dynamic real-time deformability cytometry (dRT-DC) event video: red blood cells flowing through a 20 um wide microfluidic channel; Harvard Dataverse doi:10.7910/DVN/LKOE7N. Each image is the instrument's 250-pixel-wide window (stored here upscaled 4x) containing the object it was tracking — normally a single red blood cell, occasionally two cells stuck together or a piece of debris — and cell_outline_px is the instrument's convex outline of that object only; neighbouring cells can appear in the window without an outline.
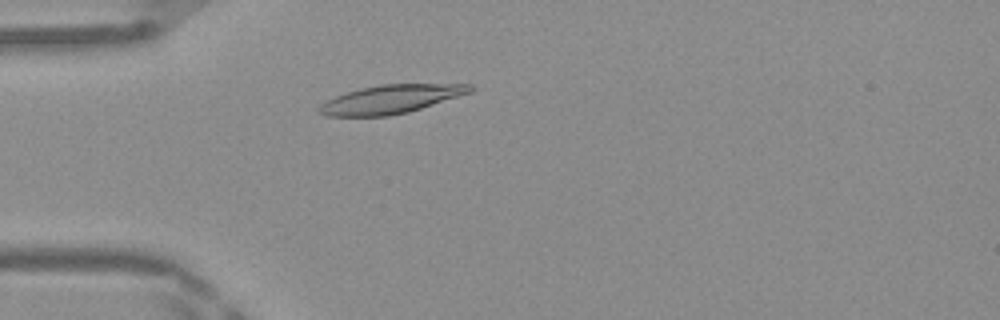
{"species": "Egyptian fruit bat (a non-hibernating species)", "species_latin": "Rousettus aegyptiacus", "temperature_condition": "warm", "stored_images_in_passage": 45, "camera_frame_rate_fps": 3000, "um_per_image_px": 0.085, "frame": {"image": 1, "passage_image": 10, "time_ms": 3.0, "image_size_px": [1000, 320], "cell_outline_px": [[476, 88], [472, 92], [408, 112], [388, 116], [328, 116], [316, 112], [316, 108], [320, 104], [336, 96], [360, 88], [380, 84], [472, 84]], "centroid_in_image_um": [33.22, 8.43], "position_along_channel_um": 51.8, "area_um2": 25.09}}
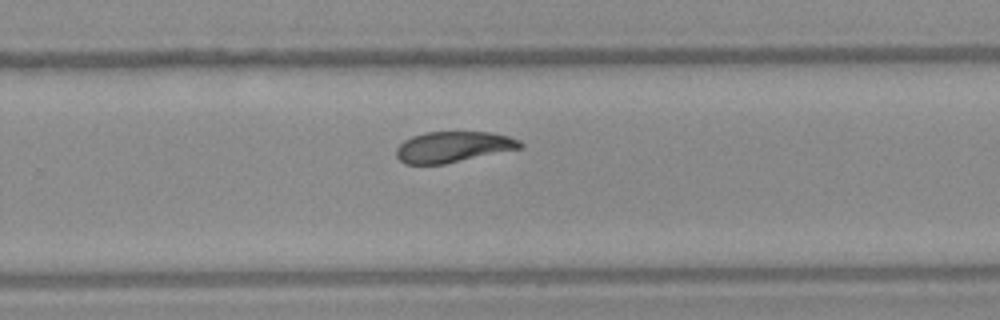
{"frame": {"image": 2, "passage_image": 28, "time_ms": 9.0, "image_size_px": [1000, 320], "cell_outline_px": [[524, 144], [520, 148], [444, 164], [404, 164], [396, 156], [396, 148], [404, 140], [412, 136], [424, 132], [492, 132], [508, 136], [520, 140]], "centroid_in_image_um": [38.49, 12.48], "position_along_channel_um": 291.3, "area_um2": 22.2}}
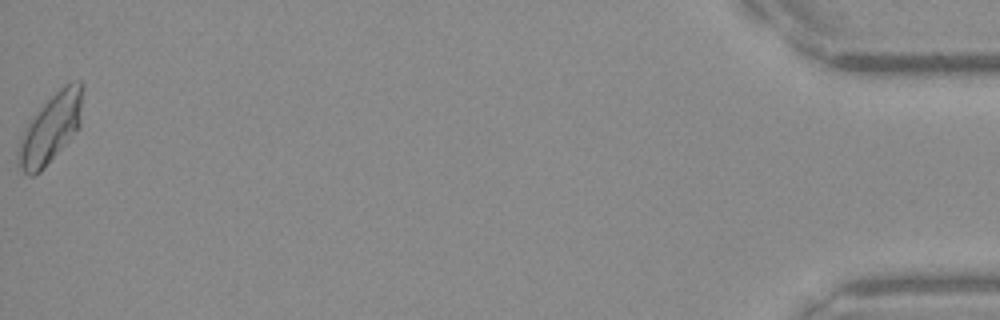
{"frame": {"image": 3, "passage_image": 45, "time_ms": 14.667, "image_size_px": [1000, 320], "cell_outline_px": [[84, 88], [80, 128], [44, 168], [40, 172], [32, 176], [28, 176], [20, 168], [16, 152], [24, 128], [28, 120], [64, 84], [72, 80], [80, 80], [84, 84]], "centroid_in_image_um": [4.33, 10.89], "position_along_channel_um": 430.9, "area_um2": 26.3}, "authors_computed_cell_mechanics": {"area_um2": 23.6402, "velocity_mm_per_s": 4.1675, "shape_relaxation_time_tau1_ms": null, "shape_relaxation_time_tau2_ms": 7.0101, "deformation_change_tau1": null, "deformation_change_tau2": 0.1197}}